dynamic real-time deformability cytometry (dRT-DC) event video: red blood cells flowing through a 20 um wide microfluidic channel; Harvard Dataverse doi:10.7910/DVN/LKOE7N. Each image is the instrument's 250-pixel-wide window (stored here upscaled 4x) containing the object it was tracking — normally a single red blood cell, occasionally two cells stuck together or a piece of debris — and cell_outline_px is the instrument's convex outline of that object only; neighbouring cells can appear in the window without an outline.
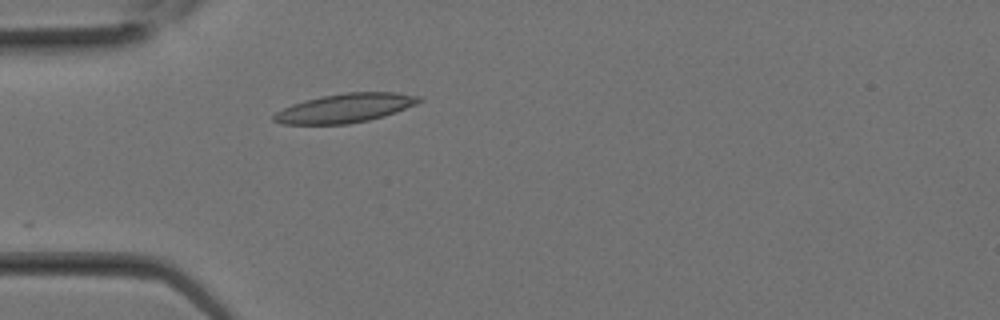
{"species": "Egyptian fruit bat (a non-hibernating species)", "species_latin": "Rousettus aegyptiacus", "temperature_condition": "room temperature", "stored_images_in_passage": 15, "camera_frame_rate_fps": 3000, "um_per_image_px": 0.085, "animal": {"sex": "female"}, "frame": {"image": 1, "passage_image": 1, "time_ms": 0.0, "image_size_px": [1000, 320], "cell_outline_px": [[424, 100], [416, 104], [396, 112], [384, 116], [368, 120], [348, 124], [280, 124], [272, 120], [272, 116], [276, 112], [292, 104], [304, 100], [324, 96], [348, 92], [396, 92], [420, 96]], "centroid_in_image_um": [29.34, 9.19], "position_along_channel_um": 55.7, "area_um2": 24.51}}
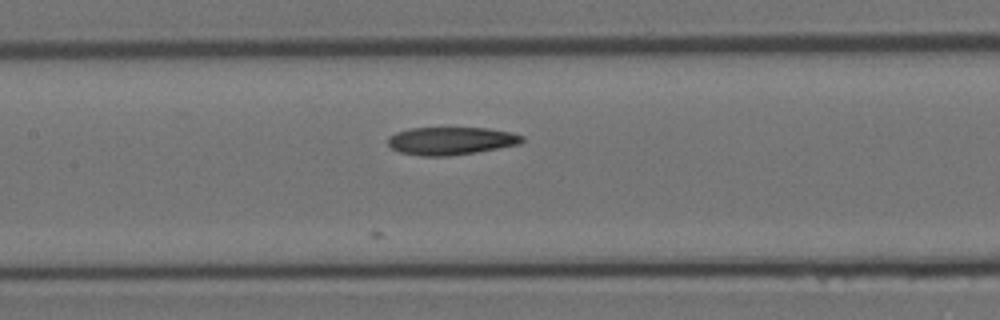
{"frame": {"image": 2, "passage_image": 6, "time_ms": 1.667, "image_size_px": [1000, 320], "cell_outline_px": [[524, 140], [520, 144], [476, 152], [448, 156], [420, 156], [400, 152], [392, 148], [388, 144], [388, 136], [396, 132], [412, 128], [488, 128], [512, 132], [524, 136]], "centroid_in_image_um": [38.34, 11.97], "position_along_channel_um": 169.1, "area_um2": 21.79}}
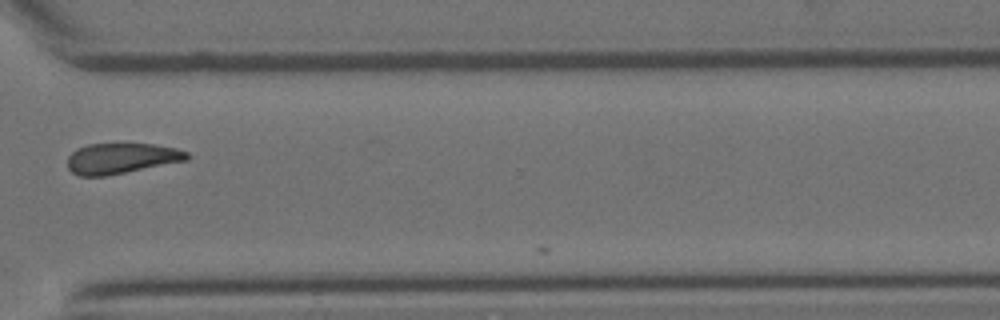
{"frame": {"image": 3, "passage_image": 14, "time_ms": 4.333, "image_size_px": [1000, 320], "cell_outline_px": [[192, 156], [188, 160], [104, 176], [80, 176], [72, 172], [68, 168], [68, 156], [76, 148], [88, 144], [152, 144], [176, 148], [188, 152]], "centroid_in_image_um": [10.32, 13.45], "position_along_channel_um": 360.3, "area_um2": 21.21}}